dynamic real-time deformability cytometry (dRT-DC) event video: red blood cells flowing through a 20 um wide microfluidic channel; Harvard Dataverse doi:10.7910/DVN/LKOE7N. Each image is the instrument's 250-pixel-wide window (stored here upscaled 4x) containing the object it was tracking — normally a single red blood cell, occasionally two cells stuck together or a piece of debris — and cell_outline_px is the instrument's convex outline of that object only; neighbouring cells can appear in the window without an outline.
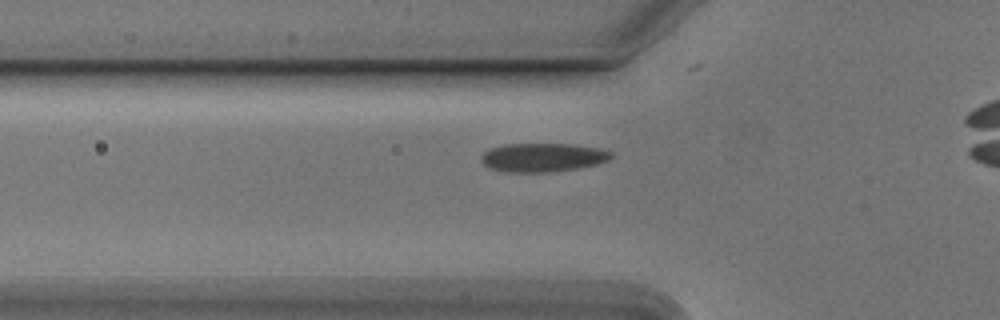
{"species": "Egyptian fruit bat (a non-hibernating species)", "species_latin": "Rousettus aegyptiacus", "temperature_condition": "cold", "stored_images_in_passage": 31, "camera_frame_rate_fps": 3000, "um_per_image_px": 0.085, "animal": {"sex": "male"}, "frame": {"image": 1, "passage_image": 2, "time_ms": 0.333, "image_size_px": [1000, 320], "cell_outline_px": [[612, 156], [608, 160], [596, 164], [576, 168], [552, 172], [508, 172], [492, 168], [484, 164], [480, 160], [480, 156], [488, 148], [504, 144], [572, 144], [600, 148], [612, 152]], "centroid_in_image_um": [46.11, 13.37], "position_along_channel_um": 79.7, "area_um2": 21.73}}
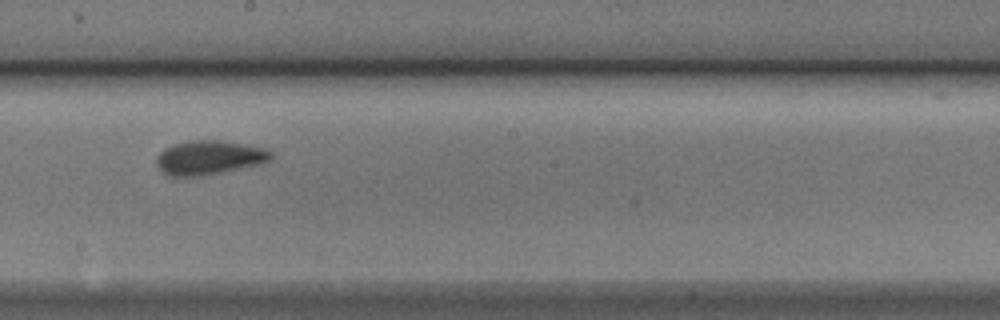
{"frame": {"image": 2, "passage_image": 14, "time_ms": 4.333, "image_size_px": [1000, 320], "cell_outline_px": [[276, 156], [272, 160], [264, 164], [200, 176], [172, 176], [164, 172], [156, 164], [156, 156], [164, 148], [172, 144], [188, 140], [220, 140], [264, 148], [272, 152]], "centroid_in_image_um": [17.82, 13.39], "position_along_channel_um": 230.4, "area_um2": 23.0}}
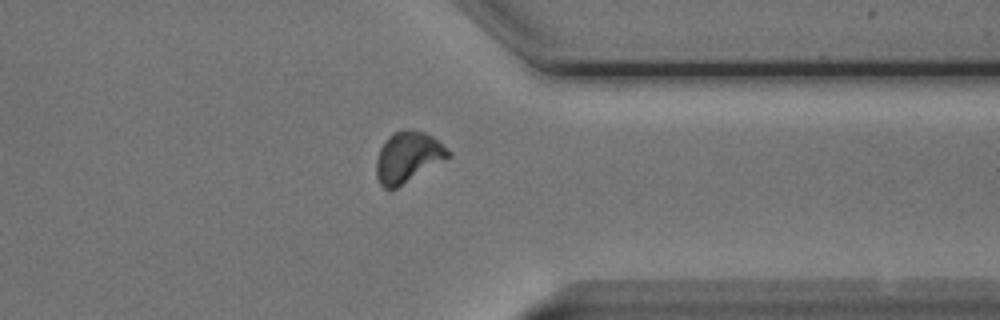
{"frame": {"image": 3, "passage_image": 26, "time_ms": 8.333, "image_size_px": [1000, 320], "cell_outline_px": [[452, 156], [396, 188], [388, 192], [380, 184], [376, 176], [376, 160], [380, 148], [388, 136], [404, 128], [424, 132], [432, 136], [452, 152]], "centroid_in_image_um": [34.66, 13.36], "position_along_channel_um": 376.7, "area_um2": 21.39}, "authors_computed_cell_mechanics": {"area_um2": 21.0392, "velocity_mm_per_s": 3.7706, "shape_relaxation_time_tau1_ms": 3.4858, "shape_relaxation_time_tau2_ms": 1.9528, "deformation_change_tau1": 0.1025, "deformation_change_tau2": 0.0437}}